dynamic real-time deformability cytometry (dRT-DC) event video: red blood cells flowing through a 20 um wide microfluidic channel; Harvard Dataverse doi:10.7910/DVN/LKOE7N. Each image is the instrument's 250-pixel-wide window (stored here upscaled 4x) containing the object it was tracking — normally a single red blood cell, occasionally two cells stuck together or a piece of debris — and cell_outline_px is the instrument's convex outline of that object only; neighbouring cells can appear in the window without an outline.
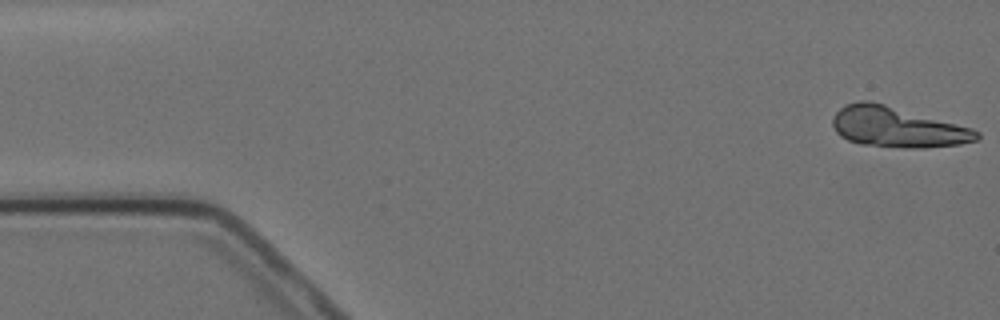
{"species": "Egyptian fruit bat (a non-hibernating species)", "species_latin": "Rousettus aegyptiacus", "temperature_condition": "cold", "stored_images_in_passage": 5, "segment_of_instrument_passage": [1, 2], "camera_frame_rate_fps": 3000, "um_per_image_px": 0.085, "animal": {"sex": "female"}, "frame": {"image": 1, "passage_image": 1, "time_ms": 0.0, "image_size_px": [1000, 320], "cell_outline_px": [[980, 136], [976, 140], [960, 144], [924, 148], [904, 148], [860, 144], [848, 140], [840, 136], [836, 132], [832, 124], [832, 116], [844, 104], [860, 100], [868, 100], [884, 104], [972, 128], [980, 132]], "centroid_in_image_um": [76.23, 10.81], "position_along_channel_um": 8.8, "area_um2": 33.87}}